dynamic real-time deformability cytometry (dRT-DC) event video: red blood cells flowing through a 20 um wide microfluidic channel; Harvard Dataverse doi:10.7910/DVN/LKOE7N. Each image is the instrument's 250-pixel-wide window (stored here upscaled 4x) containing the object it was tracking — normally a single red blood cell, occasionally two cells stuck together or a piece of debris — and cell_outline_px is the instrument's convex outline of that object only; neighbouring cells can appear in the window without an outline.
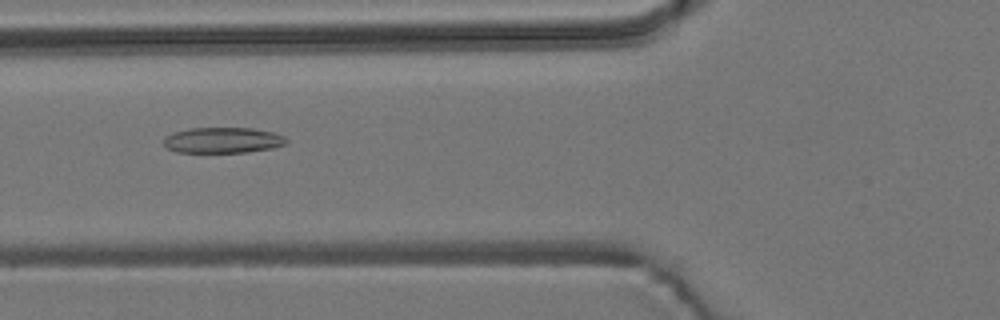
{"species": "common noctule bat (a hibernating species)", "species_latin": "Nyctalus noctula", "temperature_condition": "room temperature", "stored_images_in_passage": 52, "camera_frame_rate_fps": 3000, "um_per_image_px": 0.085, "animal": {"sex": "male", "body_mass_g": 19.2, "forearm_length_mm": 51.8}, "frame": {"image": 1, "passage_image": 18, "time_ms": 5.667, "image_size_px": [1000, 320], "cell_outline_px": [[288, 140], [284, 144], [272, 148], [248, 152], [176, 152], [164, 148], [164, 136], [172, 132], [188, 128], [252, 128], [272, 132], [284, 136]], "centroid_in_image_um": [18.88, 11.91], "position_along_channel_um": 106.9, "area_um2": 18.5}}
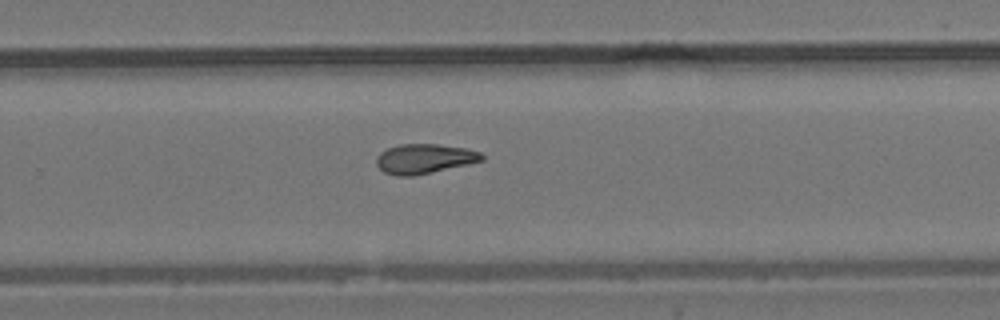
{"frame": {"image": 2, "passage_image": 33, "time_ms": 10.667, "image_size_px": [1000, 320], "cell_outline_px": [[484, 160], [468, 164], [432, 172], [412, 176], [396, 176], [384, 172], [376, 164], [376, 156], [380, 152], [388, 148], [400, 144], [436, 144], [464, 148], [480, 152], [484, 156]], "centroid_in_image_um": [36.04, 13.49], "position_along_channel_um": 293.8, "area_um2": 18.15}}
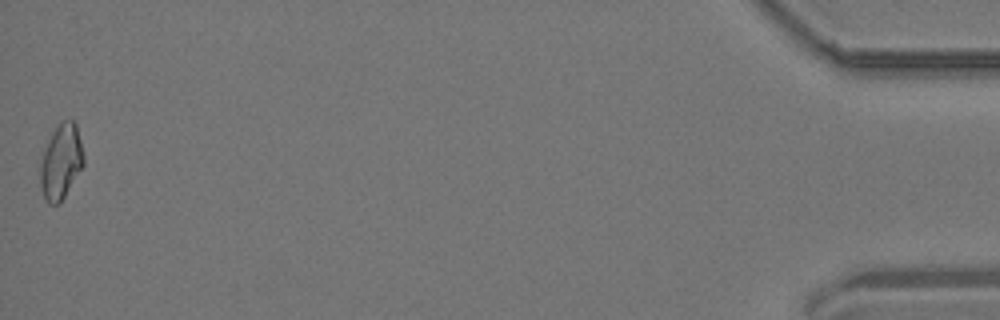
{"frame": {"image": 3, "passage_image": 52, "time_ms": 17.0, "image_size_px": [1000, 320], "cell_outline_px": [[84, 164], [60, 204], [48, 204], [40, 188], [40, 164], [48, 140], [52, 132], [60, 120], [72, 120], [76, 124], [84, 156]], "centroid_in_image_um": [5.18, 13.75], "position_along_channel_um": 430.0, "area_um2": 18.9}, "authors_computed_cell_mechanics": {"area_um2": 17.9758, "velocity_mm_per_s": 3.7448, "shape_relaxation_time_tau1_ms": null, "shape_relaxation_time_tau2_ms": 10.4826, "deformation_change_tau1": null, "deformation_change_tau2": 0.1815}}